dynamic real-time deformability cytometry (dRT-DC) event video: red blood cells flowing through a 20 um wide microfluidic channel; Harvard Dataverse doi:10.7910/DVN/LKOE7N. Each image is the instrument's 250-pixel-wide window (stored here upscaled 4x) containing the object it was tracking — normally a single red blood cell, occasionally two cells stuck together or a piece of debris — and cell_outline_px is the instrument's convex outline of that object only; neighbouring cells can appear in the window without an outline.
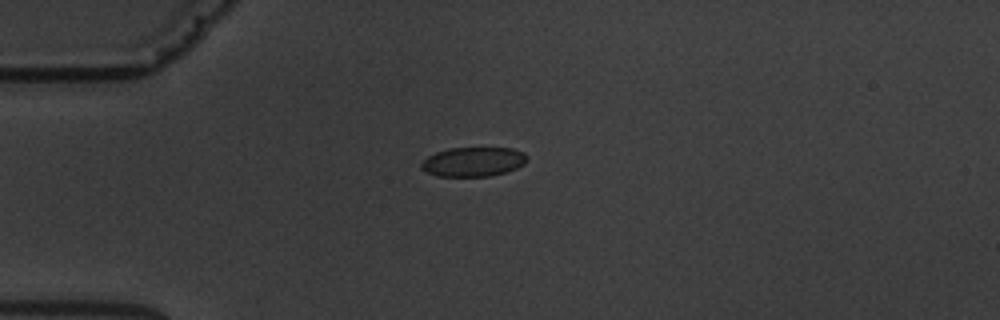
{"species": "common noctule bat (a hibernating species)", "species_latin": "Nyctalus noctula", "temperature_condition": "warm", "stored_images_in_passage": 8, "camera_frame_rate_fps": 3000, "um_per_image_px": 0.085, "animal": {"sex": "male", "body_mass_g": 19.5, "forearm_length_mm": 54.6}, "frame": {"image": 1, "passage_image": 1, "time_ms": 0.0, "image_size_px": [1000, 320], "cell_outline_px": [[528, 160], [524, 164], [516, 168], [504, 172], [488, 176], [436, 176], [420, 168], [420, 164], [428, 156], [436, 152], [448, 148], [512, 148], [524, 152], [528, 156]], "centroid_in_image_um": [40.24, 13.74], "position_along_channel_um": 44.8, "area_um2": 18.09}}
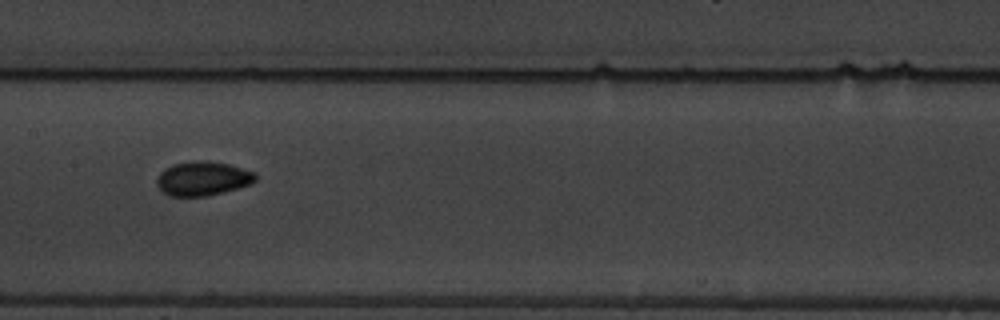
{"frame": {"image": 2, "passage_image": 5, "time_ms": 4.667, "image_size_px": [1000, 320], "cell_outline_px": [[256, 180], [252, 184], [224, 192], [204, 196], [168, 196], [156, 184], [156, 180], [160, 172], [164, 168], [172, 164], [196, 160], [208, 160], [228, 164], [256, 172]], "centroid_in_image_um": [17.24, 15.16], "position_along_channel_um": 190.2, "area_um2": 19.83}}
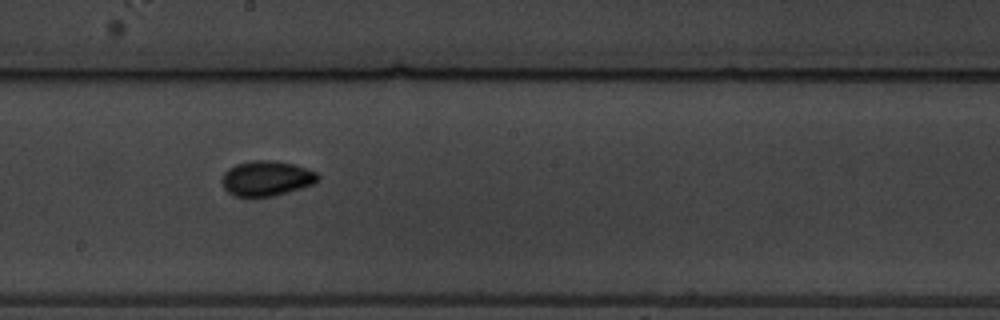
{"frame": {"image": 3, "passage_image": 6, "time_ms": 5.667, "image_size_px": [1000, 320], "cell_outline_px": [[320, 176], [312, 184], [288, 192], [272, 196], [236, 196], [228, 192], [224, 188], [220, 180], [224, 172], [228, 168], [236, 164], [252, 160], [272, 160], [292, 164], [316, 172]], "centroid_in_image_um": [22.6, 15.15], "position_along_channel_um": 225.6, "area_um2": 19.42}}